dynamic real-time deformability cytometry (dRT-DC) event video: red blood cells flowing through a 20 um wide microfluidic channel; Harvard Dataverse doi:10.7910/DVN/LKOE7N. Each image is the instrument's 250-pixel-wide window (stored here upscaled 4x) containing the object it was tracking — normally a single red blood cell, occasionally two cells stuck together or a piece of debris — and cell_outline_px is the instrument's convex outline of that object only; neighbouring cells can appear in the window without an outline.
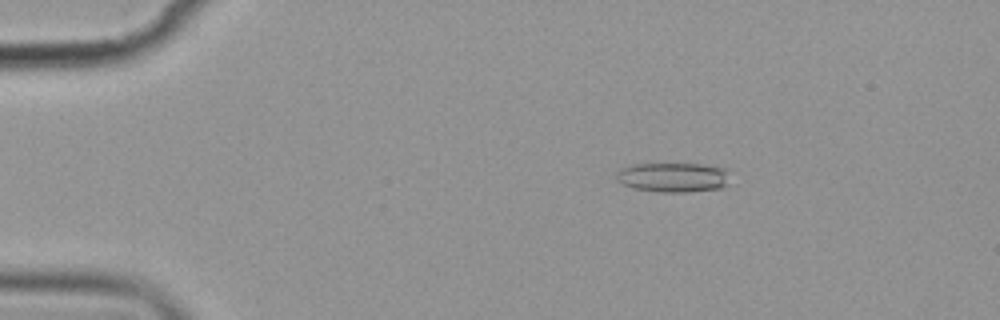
{"species": "common noctule bat (a hibernating species)", "species_latin": "Nyctalus noctula", "temperature_condition": "cold", "stored_images_in_passage": 4, "camera_frame_rate_fps": 3000, "um_per_image_px": 0.085, "animal": {"sex": "female", "body_mass_g": 19.9}, "frame": {"image": 1, "passage_image": 2, "time_ms": 1.333, "image_size_px": [1000, 320], "cell_outline_px": [[728, 184], [724, 188], [688, 192], [660, 192], [632, 188], [616, 180], [616, 172], [620, 168], [632, 164], [700, 164], [724, 168]], "centroid_in_image_um": [57.17, 15.08], "position_along_channel_um": 27.8, "area_um2": 19.59}}